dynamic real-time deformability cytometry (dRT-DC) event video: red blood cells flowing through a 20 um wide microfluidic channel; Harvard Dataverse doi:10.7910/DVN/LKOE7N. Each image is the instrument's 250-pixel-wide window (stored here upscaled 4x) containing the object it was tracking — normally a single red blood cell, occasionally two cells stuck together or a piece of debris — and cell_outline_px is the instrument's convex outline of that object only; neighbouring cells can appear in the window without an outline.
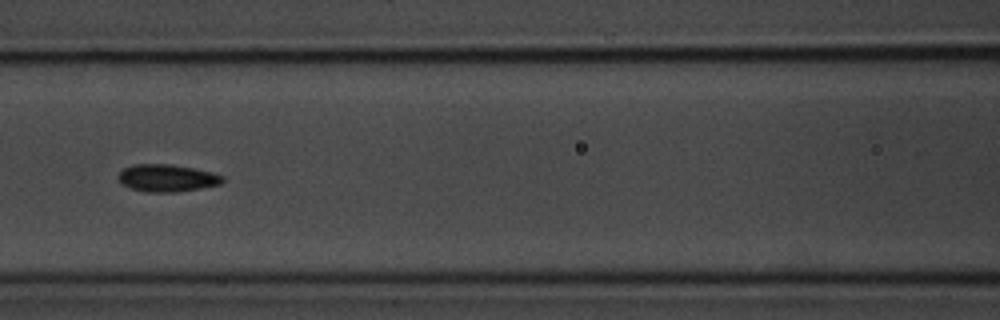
{"species": "common noctule bat (a hibernating species)", "species_latin": "Nyctalus noctula", "temperature_condition": "room temperature", "stored_images_in_passage": 15, "camera_frame_rate_fps": 3000, "um_per_image_px": 0.085, "animal": {"sex": "male", "body_mass_g": 20.1, "forearm_length_mm": 53.5}, "frame": {"image": 1, "passage_image": 7, "time_ms": 7.667, "image_size_px": [1000, 320], "cell_outline_px": [[224, 180], [220, 184], [200, 188], [176, 192], [148, 192], [132, 188], [124, 184], [120, 180], [120, 172], [124, 168], [132, 164], [172, 164], [212, 172], [224, 176]], "centroid_in_image_um": [14.23, 15.12], "position_along_channel_um": 152.4, "area_um2": 16.36}, "authors_computed_cell_mechanics": {"area_um2": 15.7794, "velocity_mm_per_s": 3.6124, "shape_relaxation_time_tau1_ms": 1.8031, "shape_relaxation_time_tau2_ms": null, "deformation_change_tau1": 0.0747, "deformation_change_tau2": null}}